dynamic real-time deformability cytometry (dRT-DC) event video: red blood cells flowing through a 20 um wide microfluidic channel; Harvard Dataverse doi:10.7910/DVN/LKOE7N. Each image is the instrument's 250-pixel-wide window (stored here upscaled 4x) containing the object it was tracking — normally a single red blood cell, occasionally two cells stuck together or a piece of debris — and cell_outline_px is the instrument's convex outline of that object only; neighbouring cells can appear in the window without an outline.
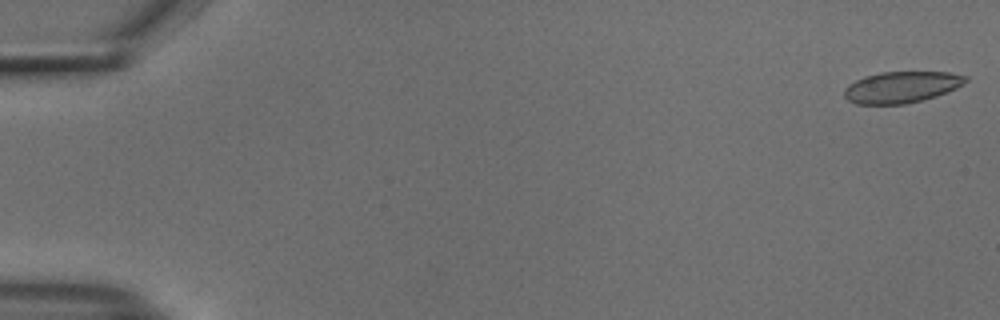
{"species": "common noctule bat (a hibernating species)", "species_latin": "Nyctalus noctula", "temperature_condition": "cold", "stored_images_in_passage": 54, "camera_frame_rate_fps": 3000, "um_per_image_px": 0.085, "animal": {"sex": "male", "body_mass_g": 18.8}, "frame": {"image": 1, "passage_image": 1, "time_ms": 0.0, "image_size_px": [1000, 320], "cell_outline_px": [[968, 80], [964, 84], [956, 88], [936, 96], [904, 104], [856, 104], [848, 100], [844, 96], [844, 88], [848, 84], [864, 76], [880, 72], [948, 72], [968, 76]], "centroid_in_image_um": [76.62, 7.4], "position_along_channel_um": 8.4, "area_um2": 22.2}}
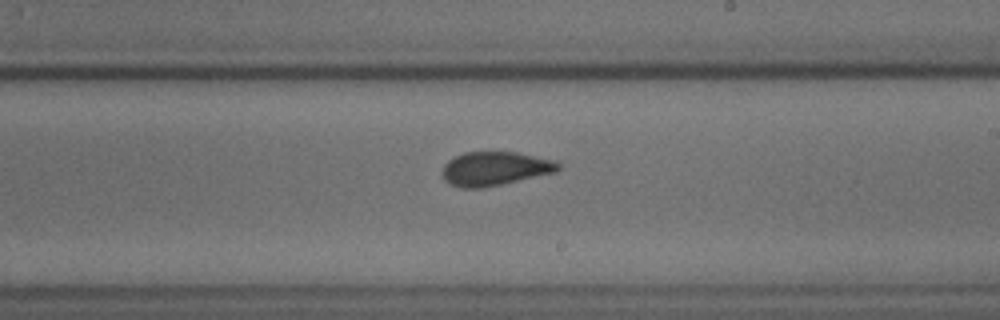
{"frame": {"image": 2, "passage_image": 32, "time_ms": 10.333, "image_size_px": [1000, 320], "cell_outline_px": [[560, 168], [556, 172], [500, 184], [480, 188], [460, 188], [444, 180], [444, 164], [448, 160], [464, 152], [516, 152], [556, 160], [560, 164]], "centroid_in_image_um": [42.09, 14.32], "position_along_channel_um": 246.9, "area_um2": 22.66}}
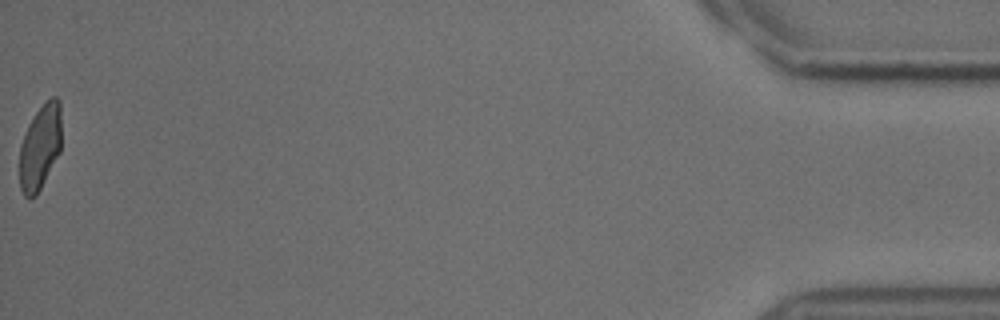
{"frame": {"image": 3, "passage_image": 54, "time_ms": 17.667, "image_size_px": [1000, 320], "cell_outline_px": [[60, 152], [36, 196], [32, 200], [28, 200], [24, 196], [20, 188], [20, 144], [28, 124], [36, 112], [52, 96], [56, 96], [60, 100]], "centroid_in_image_um": [3.39, 12.54], "position_along_channel_um": 431.8, "area_um2": 20.75}, "authors_computed_cell_mechanics": {"area_um2": 22.7732, "velocity_mm_per_s": 3.7667, "shape_relaxation_time_tau1_ms": 3.7267, "shape_relaxation_time_tau2_ms": 0.992, "deformation_change_tau1": 0.1148, "deformation_change_tau2": 0.049}}